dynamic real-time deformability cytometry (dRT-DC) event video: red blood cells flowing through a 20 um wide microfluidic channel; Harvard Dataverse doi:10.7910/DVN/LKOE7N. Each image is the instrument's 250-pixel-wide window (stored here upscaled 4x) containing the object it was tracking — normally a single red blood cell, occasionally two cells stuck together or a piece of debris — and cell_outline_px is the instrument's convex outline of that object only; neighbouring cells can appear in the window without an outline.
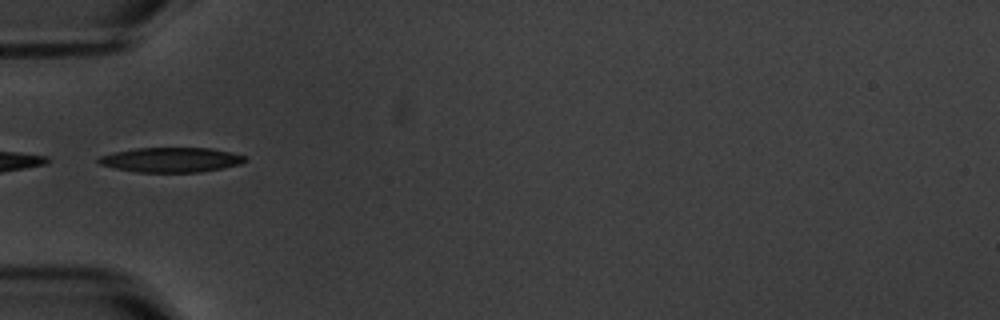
{"species": "common noctule bat (a hibernating species)", "species_latin": "Nyctalus noctula", "temperature_condition": "warm", "stored_images_in_passage": 2, "camera_frame_rate_fps": 3000, "um_per_image_px": 0.085, "animal": {"sex": "male", "body_mass_g": 20.1, "forearm_length_mm": 53.5}, "frame": {"image": 1, "passage_image": 1, "time_ms": 0.0, "image_size_px": [1000, 320], "cell_outline_px": [[248, 160], [240, 164], [224, 168], [200, 172], [136, 172], [116, 168], [100, 164], [96, 160], [100, 156], [112, 152], [136, 148], [212, 148], [232, 152], [248, 156]], "centroid_in_image_um": [14.59, 13.58], "position_along_channel_um": 70.4, "area_um2": 21.33}}